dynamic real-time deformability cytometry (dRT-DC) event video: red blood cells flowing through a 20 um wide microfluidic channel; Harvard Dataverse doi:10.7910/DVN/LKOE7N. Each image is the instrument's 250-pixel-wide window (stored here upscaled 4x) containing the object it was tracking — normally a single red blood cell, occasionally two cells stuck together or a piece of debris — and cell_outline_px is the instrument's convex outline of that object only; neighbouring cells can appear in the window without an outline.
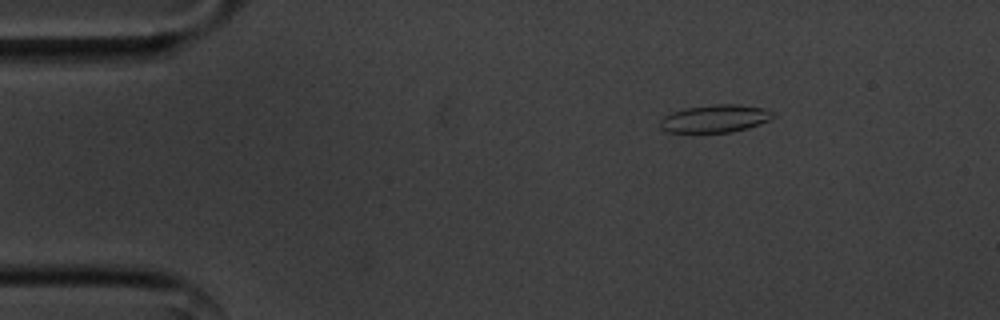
{"species": "common noctule bat (a hibernating species)", "species_latin": "Nyctalus noctula", "temperature_condition": "cold", "stored_images_in_passage": 12, "camera_frame_rate_fps": 3000, "um_per_image_px": 0.085, "animal": {"sex": "male", "body_mass_g": 20.1, "forearm_length_mm": 53.5}, "frame": {"image": 1, "passage_image": 3, "time_ms": 0.667, "image_size_px": [1000, 320], "cell_outline_px": [[772, 116], [768, 120], [760, 124], [748, 128], [732, 132], [668, 132], [660, 128], [660, 120], [664, 116], [672, 112], [684, 108], [716, 104], [736, 104], [764, 108], [772, 112]], "centroid_in_image_um": [60.75, 10.08], "position_along_channel_um": 24.3, "area_um2": 18.09}}